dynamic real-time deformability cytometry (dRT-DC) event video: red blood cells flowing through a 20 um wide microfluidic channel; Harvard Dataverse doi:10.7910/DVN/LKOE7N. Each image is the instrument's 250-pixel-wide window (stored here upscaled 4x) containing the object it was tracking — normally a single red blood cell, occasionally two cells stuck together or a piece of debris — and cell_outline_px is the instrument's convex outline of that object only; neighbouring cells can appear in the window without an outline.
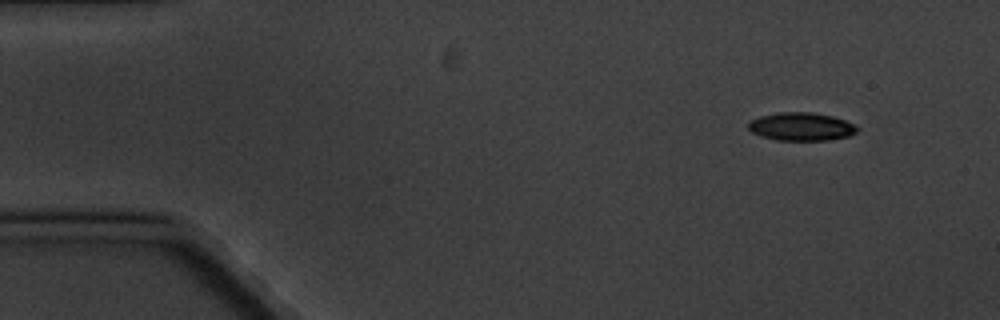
{"species": "common noctule bat (a hibernating species)", "species_latin": "Nyctalus noctula", "temperature_condition": "cold", "stored_images_in_passage": 4, "camera_frame_rate_fps": 3000, "um_per_image_px": 0.085, "animal": {"sex": "male", "body_mass_g": 20.1, "forearm_length_mm": 53.5}, "frame": {"image": 1, "passage_image": 1, "time_ms": 0.0, "image_size_px": [1000, 320], "cell_outline_px": [[860, 128], [856, 132], [848, 136], [828, 140], [776, 140], [760, 136], [752, 132], [748, 128], [748, 124], [752, 120], [760, 116], [780, 112], [812, 112], [832, 116], [844, 120]], "centroid_in_image_um": [68.1, 10.76], "position_along_channel_um": 16.9, "area_um2": 17.74}}
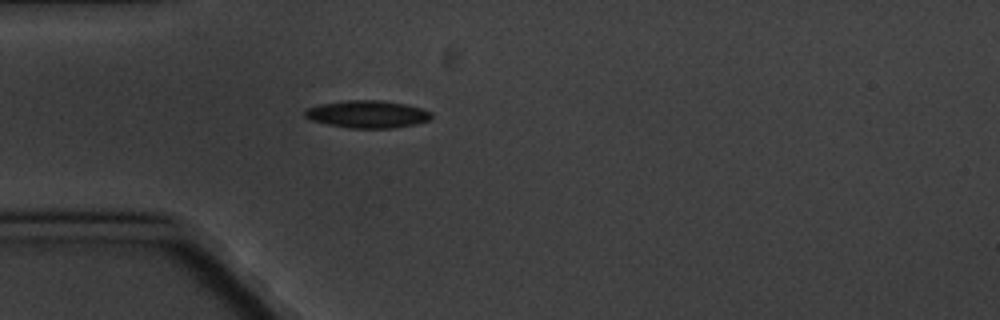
{"frame": {"image": 2, "passage_image": 4, "time_ms": 3.667, "image_size_px": [1000, 320], "cell_outline_px": [[432, 116], [428, 120], [416, 124], [396, 128], [352, 128], [328, 124], [312, 120], [304, 116], [304, 108], [320, 104], [344, 100], [380, 100], [404, 104], [420, 108], [432, 112]], "centroid_in_image_um": [31.21, 9.7], "position_along_channel_um": 53.8, "area_um2": 20.23}}